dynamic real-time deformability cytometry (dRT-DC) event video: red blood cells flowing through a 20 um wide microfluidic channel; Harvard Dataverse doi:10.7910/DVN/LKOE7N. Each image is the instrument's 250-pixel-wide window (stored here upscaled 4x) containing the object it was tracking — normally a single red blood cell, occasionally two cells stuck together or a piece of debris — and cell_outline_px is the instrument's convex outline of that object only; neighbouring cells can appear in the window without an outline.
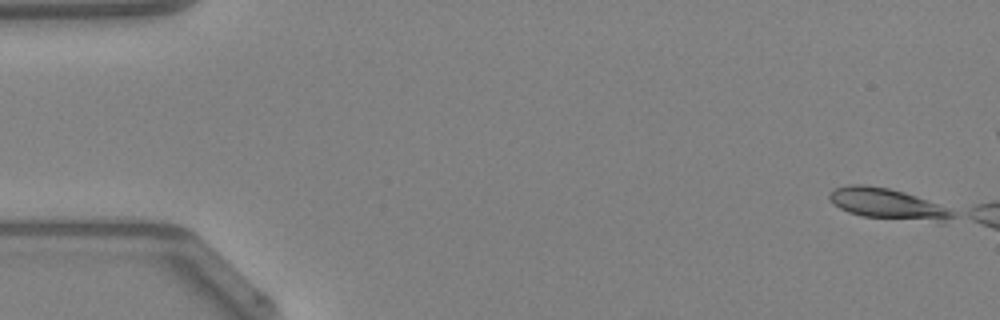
{"species": "Egyptian fruit bat (a non-hibernating species)", "species_latin": "Rousettus aegyptiacus", "temperature_condition": "warm", "stored_images_in_passage": 6, "camera_frame_rate_fps": 3000, "um_per_image_px": 0.085, "animal": {"sex": "female"}, "frame": {"image": 1, "passage_image": 1, "time_ms": 0.0, "image_size_px": [1000, 320], "cell_outline_px": [[956, 216], [948, 224], [936, 224], [864, 216], [848, 212], [840, 208], [828, 200], [828, 196], [836, 188], [848, 184], [864, 184], [888, 188], [904, 192], [916, 196], [956, 212]], "centroid_in_image_um": [75.55, 17.38], "position_along_channel_um": 9.4, "area_um2": 22.66}}